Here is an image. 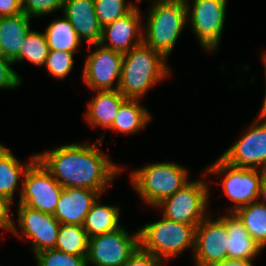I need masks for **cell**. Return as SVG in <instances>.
Masks as SVG:
<instances>
[{"mask_svg": "<svg viewBox=\"0 0 266 266\" xmlns=\"http://www.w3.org/2000/svg\"><path fill=\"white\" fill-rule=\"evenodd\" d=\"M208 188L202 181L189 182L174 195L164 199V217L189 225H199L204 217ZM204 217V218H203Z\"/></svg>", "mask_w": 266, "mask_h": 266, "instance_id": "obj_8", "label": "cell"}, {"mask_svg": "<svg viewBox=\"0 0 266 266\" xmlns=\"http://www.w3.org/2000/svg\"><path fill=\"white\" fill-rule=\"evenodd\" d=\"M45 37L49 49L56 51L74 52L81 41L66 17L53 21L46 29Z\"/></svg>", "mask_w": 266, "mask_h": 266, "instance_id": "obj_24", "label": "cell"}, {"mask_svg": "<svg viewBox=\"0 0 266 266\" xmlns=\"http://www.w3.org/2000/svg\"><path fill=\"white\" fill-rule=\"evenodd\" d=\"M263 196L266 201V171L263 173L261 183H260V193L259 196Z\"/></svg>", "mask_w": 266, "mask_h": 266, "instance_id": "obj_37", "label": "cell"}, {"mask_svg": "<svg viewBox=\"0 0 266 266\" xmlns=\"http://www.w3.org/2000/svg\"><path fill=\"white\" fill-rule=\"evenodd\" d=\"M264 59H265V67H266V55H264V57H263ZM266 69V68H265ZM266 73V72H265ZM266 76V75H265ZM265 100H264V102H263V108H262V110H261V113H260V115H259V117H258V120H260V119H264V118H266V91H265V98H264ZM266 120V119H265Z\"/></svg>", "mask_w": 266, "mask_h": 266, "instance_id": "obj_38", "label": "cell"}, {"mask_svg": "<svg viewBox=\"0 0 266 266\" xmlns=\"http://www.w3.org/2000/svg\"><path fill=\"white\" fill-rule=\"evenodd\" d=\"M45 65L50 74L64 78L73 66V52L50 50Z\"/></svg>", "mask_w": 266, "mask_h": 266, "instance_id": "obj_30", "label": "cell"}, {"mask_svg": "<svg viewBox=\"0 0 266 266\" xmlns=\"http://www.w3.org/2000/svg\"><path fill=\"white\" fill-rule=\"evenodd\" d=\"M30 17L24 12L15 16L0 18V55L14 63L27 34L30 31Z\"/></svg>", "mask_w": 266, "mask_h": 266, "instance_id": "obj_17", "label": "cell"}, {"mask_svg": "<svg viewBox=\"0 0 266 266\" xmlns=\"http://www.w3.org/2000/svg\"><path fill=\"white\" fill-rule=\"evenodd\" d=\"M149 119L148 112L138 105L137 99H126L119 107L110 128L129 134L138 131Z\"/></svg>", "mask_w": 266, "mask_h": 266, "instance_id": "obj_23", "label": "cell"}, {"mask_svg": "<svg viewBox=\"0 0 266 266\" xmlns=\"http://www.w3.org/2000/svg\"><path fill=\"white\" fill-rule=\"evenodd\" d=\"M123 266H162V262L139 247Z\"/></svg>", "mask_w": 266, "mask_h": 266, "instance_id": "obj_33", "label": "cell"}, {"mask_svg": "<svg viewBox=\"0 0 266 266\" xmlns=\"http://www.w3.org/2000/svg\"><path fill=\"white\" fill-rule=\"evenodd\" d=\"M255 167L256 166L253 168L234 167L220 157L210 169L208 168V173H223L229 171L223 180V188L226 195L231 200L235 201V207L231 212L239 207L253 203L256 198L259 199L260 183L265 171L262 170L259 175Z\"/></svg>", "mask_w": 266, "mask_h": 266, "instance_id": "obj_9", "label": "cell"}, {"mask_svg": "<svg viewBox=\"0 0 266 266\" xmlns=\"http://www.w3.org/2000/svg\"><path fill=\"white\" fill-rule=\"evenodd\" d=\"M198 225L175 222L163 217L162 220L146 224L139 231L140 248L153 256L170 258L178 255L188 246L195 247V231Z\"/></svg>", "mask_w": 266, "mask_h": 266, "instance_id": "obj_4", "label": "cell"}, {"mask_svg": "<svg viewBox=\"0 0 266 266\" xmlns=\"http://www.w3.org/2000/svg\"><path fill=\"white\" fill-rule=\"evenodd\" d=\"M62 8L79 39L82 36L89 45L99 44L103 27L95 14L94 0H64Z\"/></svg>", "mask_w": 266, "mask_h": 266, "instance_id": "obj_16", "label": "cell"}, {"mask_svg": "<svg viewBox=\"0 0 266 266\" xmlns=\"http://www.w3.org/2000/svg\"><path fill=\"white\" fill-rule=\"evenodd\" d=\"M140 247L139 233L130 237L125 230L114 231L89 238L87 263L96 266H123Z\"/></svg>", "mask_w": 266, "mask_h": 266, "instance_id": "obj_7", "label": "cell"}, {"mask_svg": "<svg viewBox=\"0 0 266 266\" xmlns=\"http://www.w3.org/2000/svg\"><path fill=\"white\" fill-rule=\"evenodd\" d=\"M63 2L64 0H22V10L29 17L39 16L62 8Z\"/></svg>", "mask_w": 266, "mask_h": 266, "instance_id": "obj_31", "label": "cell"}, {"mask_svg": "<svg viewBox=\"0 0 266 266\" xmlns=\"http://www.w3.org/2000/svg\"><path fill=\"white\" fill-rule=\"evenodd\" d=\"M23 13L22 0H0V18Z\"/></svg>", "mask_w": 266, "mask_h": 266, "instance_id": "obj_35", "label": "cell"}, {"mask_svg": "<svg viewBox=\"0 0 266 266\" xmlns=\"http://www.w3.org/2000/svg\"><path fill=\"white\" fill-rule=\"evenodd\" d=\"M253 127L225 151L221 158L234 167L253 168L251 164H255L266 171V120L260 125L254 123Z\"/></svg>", "mask_w": 266, "mask_h": 266, "instance_id": "obj_12", "label": "cell"}, {"mask_svg": "<svg viewBox=\"0 0 266 266\" xmlns=\"http://www.w3.org/2000/svg\"><path fill=\"white\" fill-rule=\"evenodd\" d=\"M212 266H252V263L247 260H232V259H226L219 263H216Z\"/></svg>", "mask_w": 266, "mask_h": 266, "instance_id": "obj_36", "label": "cell"}, {"mask_svg": "<svg viewBox=\"0 0 266 266\" xmlns=\"http://www.w3.org/2000/svg\"><path fill=\"white\" fill-rule=\"evenodd\" d=\"M125 0H94L95 14L102 27L130 13L135 6L124 4Z\"/></svg>", "mask_w": 266, "mask_h": 266, "instance_id": "obj_28", "label": "cell"}, {"mask_svg": "<svg viewBox=\"0 0 266 266\" xmlns=\"http://www.w3.org/2000/svg\"><path fill=\"white\" fill-rule=\"evenodd\" d=\"M229 235L225 222L203 219L195 231V257L197 266H212L227 259Z\"/></svg>", "mask_w": 266, "mask_h": 266, "instance_id": "obj_10", "label": "cell"}, {"mask_svg": "<svg viewBox=\"0 0 266 266\" xmlns=\"http://www.w3.org/2000/svg\"><path fill=\"white\" fill-rule=\"evenodd\" d=\"M186 178L187 171L173 163L151 164L132 173L133 184L141 198L153 206L189 183Z\"/></svg>", "mask_w": 266, "mask_h": 266, "instance_id": "obj_5", "label": "cell"}, {"mask_svg": "<svg viewBox=\"0 0 266 266\" xmlns=\"http://www.w3.org/2000/svg\"><path fill=\"white\" fill-rule=\"evenodd\" d=\"M92 146L71 144L37 155V159L63 187L91 189L101 193L118 169Z\"/></svg>", "mask_w": 266, "mask_h": 266, "instance_id": "obj_1", "label": "cell"}, {"mask_svg": "<svg viewBox=\"0 0 266 266\" xmlns=\"http://www.w3.org/2000/svg\"><path fill=\"white\" fill-rule=\"evenodd\" d=\"M138 38L122 59L118 90L126 99H138L168 73L166 59Z\"/></svg>", "mask_w": 266, "mask_h": 266, "instance_id": "obj_2", "label": "cell"}, {"mask_svg": "<svg viewBox=\"0 0 266 266\" xmlns=\"http://www.w3.org/2000/svg\"><path fill=\"white\" fill-rule=\"evenodd\" d=\"M118 219V207L102 206L96 200L86 215L82 226L88 238H91L120 228L118 226Z\"/></svg>", "mask_w": 266, "mask_h": 266, "instance_id": "obj_21", "label": "cell"}, {"mask_svg": "<svg viewBox=\"0 0 266 266\" xmlns=\"http://www.w3.org/2000/svg\"><path fill=\"white\" fill-rule=\"evenodd\" d=\"M88 242L83 226L60 224L55 249L76 256H87Z\"/></svg>", "mask_w": 266, "mask_h": 266, "instance_id": "obj_25", "label": "cell"}, {"mask_svg": "<svg viewBox=\"0 0 266 266\" xmlns=\"http://www.w3.org/2000/svg\"><path fill=\"white\" fill-rule=\"evenodd\" d=\"M20 204L41 212L54 214L63 187L37 159L24 172Z\"/></svg>", "mask_w": 266, "mask_h": 266, "instance_id": "obj_6", "label": "cell"}, {"mask_svg": "<svg viewBox=\"0 0 266 266\" xmlns=\"http://www.w3.org/2000/svg\"><path fill=\"white\" fill-rule=\"evenodd\" d=\"M31 164L22 167L9 149L0 144V195L12 200L19 173L24 172ZM23 169V170H22Z\"/></svg>", "mask_w": 266, "mask_h": 266, "instance_id": "obj_26", "label": "cell"}, {"mask_svg": "<svg viewBox=\"0 0 266 266\" xmlns=\"http://www.w3.org/2000/svg\"><path fill=\"white\" fill-rule=\"evenodd\" d=\"M139 15L140 14L135 7L130 13H128L124 17L119 18L111 24H108L107 26L103 27L100 42L99 44H96V46L100 47L103 45L104 40L106 38L105 34H107L108 38L110 39V43L109 46L103 45V47L112 49L122 54L127 53L130 50L129 46H131L130 44L134 36L139 35V37H144L141 32H139ZM136 32L138 34H136Z\"/></svg>", "mask_w": 266, "mask_h": 266, "instance_id": "obj_18", "label": "cell"}, {"mask_svg": "<svg viewBox=\"0 0 266 266\" xmlns=\"http://www.w3.org/2000/svg\"><path fill=\"white\" fill-rule=\"evenodd\" d=\"M19 223L24 234L33 241L34 252L55 248L60 222L53 214L19 205Z\"/></svg>", "mask_w": 266, "mask_h": 266, "instance_id": "obj_14", "label": "cell"}, {"mask_svg": "<svg viewBox=\"0 0 266 266\" xmlns=\"http://www.w3.org/2000/svg\"><path fill=\"white\" fill-rule=\"evenodd\" d=\"M126 98L117 90L98 91L89 104L87 119L93 126L110 128L121 104Z\"/></svg>", "mask_w": 266, "mask_h": 266, "instance_id": "obj_20", "label": "cell"}, {"mask_svg": "<svg viewBox=\"0 0 266 266\" xmlns=\"http://www.w3.org/2000/svg\"><path fill=\"white\" fill-rule=\"evenodd\" d=\"M49 51L50 49L45 34L30 30L21 46L18 61L27 58L37 65H45Z\"/></svg>", "mask_w": 266, "mask_h": 266, "instance_id": "obj_27", "label": "cell"}, {"mask_svg": "<svg viewBox=\"0 0 266 266\" xmlns=\"http://www.w3.org/2000/svg\"><path fill=\"white\" fill-rule=\"evenodd\" d=\"M226 0H194L191 22L200 43L207 50L216 49L225 19Z\"/></svg>", "mask_w": 266, "mask_h": 266, "instance_id": "obj_11", "label": "cell"}, {"mask_svg": "<svg viewBox=\"0 0 266 266\" xmlns=\"http://www.w3.org/2000/svg\"><path fill=\"white\" fill-rule=\"evenodd\" d=\"M233 213L247 229L250 237L263 248L266 245V203L256 202L244 205Z\"/></svg>", "mask_w": 266, "mask_h": 266, "instance_id": "obj_22", "label": "cell"}, {"mask_svg": "<svg viewBox=\"0 0 266 266\" xmlns=\"http://www.w3.org/2000/svg\"><path fill=\"white\" fill-rule=\"evenodd\" d=\"M10 64L13 62L0 55V88H13L20 84V78L11 69Z\"/></svg>", "mask_w": 266, "mask_h": 266, "instance_id": "obj_32", "label": "cell"}, {"mask_svg": "<svg viewBox=\"0 0 266 266\" xmlns=\"http://www.w3.org/2000/svg\"><path fill=\"white\" fill-rule=\"evenodd\" d=\"M39 266H87L86 256H76L59 250L47 249L35 254Z\"/></svg>", "mask_w": 266, "mask_h": 266, "instance_id": "obj_29", "label": "cell"}, {"mask_svg": "<svg viewBox=\"0 0 266 266\" xmlns=\"http://www.w3.org/2000/svg\"><path fill=\"white\" fill-rule=\"evenodd\" d=\"M123 54L106 47L92 52L85 64L84 81L98 91L117 90L120 81ZM118 77L116 89L112 84Z\"/></svg>", "mask_w": 266, "mask_h": 266, "instance_id": "obj_13", "label": "cell"}, {"mask_svg": "<svg viewBox=\"0 0 266 266\" xmlns=\"http://www.w3.org/2000/svg\"><path fill=\"white\" fill-rule=\"evenodd\" d=\"M160 1V2H159ZM152 6L147 34L143 43L159 52L165 59L173 48L188 17L186 0H159Z\"/></svg>", "mask_w": 266, "mask_h": 266, "instance_id": "obj_3", "label": "cell"}, {"mask_svg": "<svg viewBox=\"0 0 266 266\" xmlns=\"http://www.w3.org/2000/svg\"><path fill=\"white\" fill-rule=\"evenodd\" d=\"M10 204L11 200L0 195V227L11 230L15 234H17V231L8 214L10 210Z\"/></svg>", "mask_w": 266, "mask_h": 266, "instance_id": "obj_34", "label": "cell"}, {"mask_svg": "<svg viewBox=\"0 0 266 266\" xmlns=\"http://www.w3.org/2000/svg\"><path fill=\"white\" fill-rule=\"evenodd\" d=\"M99 195L98 191L91 189L63 188L53 215L60 224L82 226L86 215Z\"/></svg>", "mask_w": 266, "mask_h": 266, "instance_id": "obj_15", "label": "cell"}, {"mask_svg": "<svg viewBox=\"0 0 266 266\" xmlns=\"http://www.w3.org/2000/svg\"><path fill=\"white\" fill-rule=\"evenodd\" d=\"M221 219L225 222L229 235L227 259L251 261L261 247L250 237L247 229L233 212L231 216H223Z\"/></svg>", "mask_w": 266, "mask_h": 266, "instance_id": "obj_19", "label": "cell"}]
</instances>
